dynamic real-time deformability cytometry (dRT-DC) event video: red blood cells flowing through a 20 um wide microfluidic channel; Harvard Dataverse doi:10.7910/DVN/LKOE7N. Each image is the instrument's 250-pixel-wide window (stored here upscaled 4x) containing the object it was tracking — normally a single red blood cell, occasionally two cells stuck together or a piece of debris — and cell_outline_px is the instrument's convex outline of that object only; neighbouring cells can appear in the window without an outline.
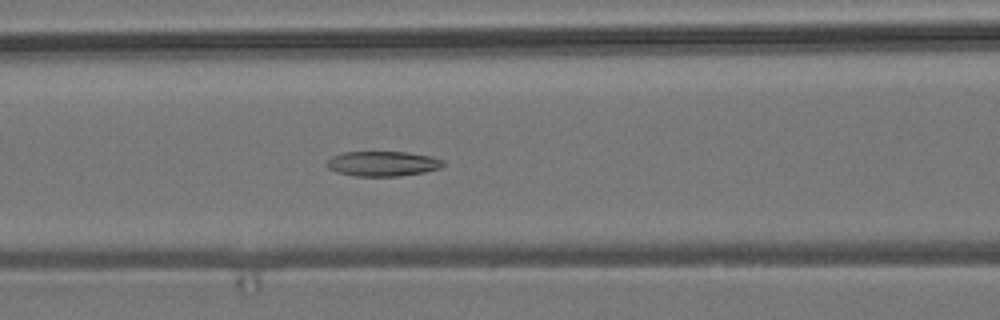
{"species": "common noctule bat (a hibernating species)", "species_latin": "Nyctalus noctula", "temperature_condition": "room temperature", "stored_images_in_passage": 50, "camera_frame_rate_fps": 3000, "um_per_image_px": 0.085, "animal": {"sex": "male", "body_mass_g": 19.2, "forearm_length_mm": 51.8}, "frame": {"image": 1, "passage_image": 18, "time_ms": 5.667, "image_size_px": [1000, 320], "cell_outline_px": [[444, 164], [440, 168], [424, 172], [400, 176], [356, 176], [336, 172], [328, 168], [328, 160], [332, 156], [344, 152], [408, 152], [432, 156], [444, 160]], "centroid_in_image_um": [32.56, 13.91], "position_along_channel_um": 134.0, "area_um2": 16.94}}
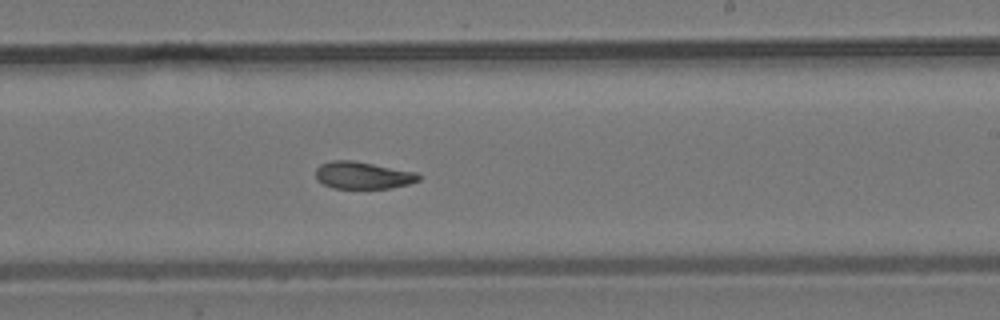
{"frame": {"image": 2, "passage_image": 28, "time_ms": 9.0, "image_size_px": [1000, 320], "cell_outline_px": [[420, 180], [408, 184], [392, 188], [332, 188], [316, 180], [316, 168], [320, 164], [332, 160], [352, 160], [416, 172], [420, 176]], "centroid_in_image_um": [30.82, 14.9], "position_along_channel_um": 258.2, "area_um2": 16.3}}
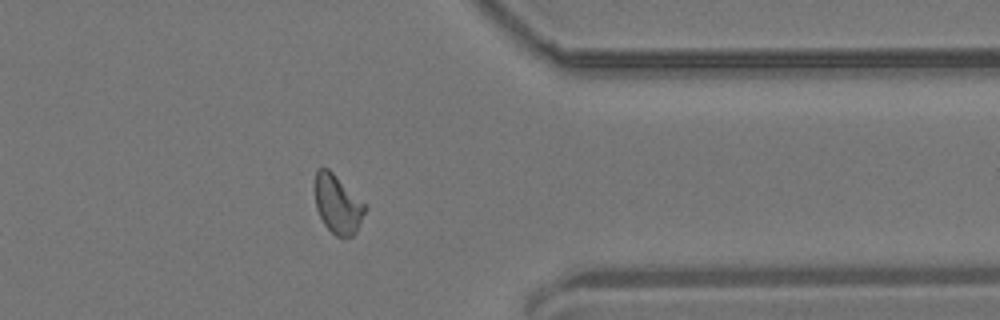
{"frame": {"image": 3, "passage_image": 39, "time_ms": 12.667, "image_size_px": [1000, 320], "cell_outline_px": [[368, 208], [356, 232], [352, 236], [344, 240], [336, 236], [324, 224], [316, 208], [316, 168], [328, 168], [368, 204]], "centroid_in_image_um": [28.76, 17.38], "position_along_channel_um": 382.6, "area_um2": 17.46}, "authors_computed_cell_mechanics": {"area_um2": 17.3978, "velocity_mm_per_s": 3.7313, "shape_relaxation_time_tau1_ms": null, "shape_relaxation_time_tau2_ms": 4.9021, "deformation_change_tau1": null, "deformation_change_tau2": 0.1165}}